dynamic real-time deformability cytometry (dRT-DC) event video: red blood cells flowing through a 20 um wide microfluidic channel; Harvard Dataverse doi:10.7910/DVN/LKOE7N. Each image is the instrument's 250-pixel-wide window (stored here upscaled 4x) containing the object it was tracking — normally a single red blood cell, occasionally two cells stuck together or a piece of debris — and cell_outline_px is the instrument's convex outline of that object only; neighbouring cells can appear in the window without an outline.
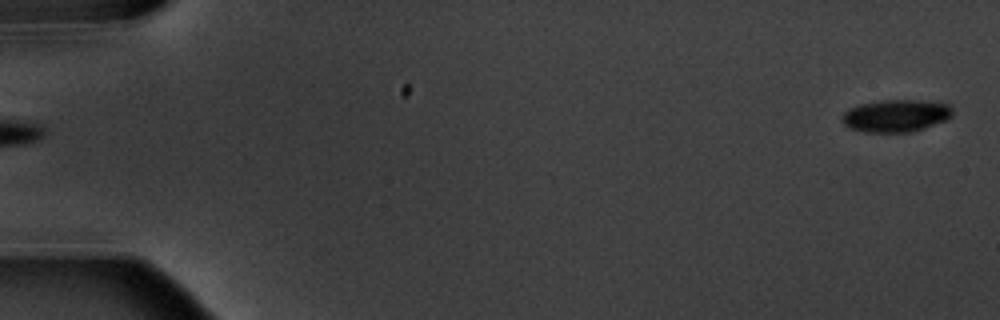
{"species": "common noctule bat (a hibernating species)", "species_latin": "Nyctalus noctula", "temperature_condition": "warm", "stored_images_in_passage": 6, "camera_frame_rate_fps": 3000, "um_per_image_px": 0.085, "animal": {"sex": "male", "body_mass_g": 20.1, "forearm_length_mm": 53.5}, "frame": {"image": 1, "passage_image": 1, "time_ms": 0.0, "image_size_px": [1000, 320], "cell_outline_px": [[952, 116], [944, 120], [924, 128], [912, 132], [864, 132], [848, 128], [840, 120], [844, 112], [848, 108], [860, 104], [884, 100], [920, 100], [952, 104]], "centroid_in_image_um": [76.13, 9.83], "position_along_channel_um": 8.9, "area_um2": 20.98}}
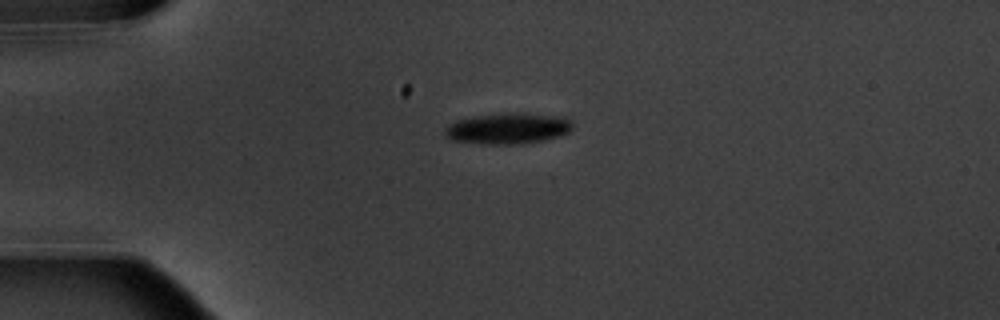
{"frame": {"image": 2, "passage_image": 4, "time_ms": 4.333, "image_size_px": [1000, 320], "cell_outline_px": [[572, 128], [568, 132], [560, 136], [544, 140], [524, 144], [480, 144], [452, 140], [444, 136], [444, 128], [448, 124], [456, 120], [476, 116], [548, 116], [572, 120]], "centroid_in_image_um": [43.08, 11.0], "position_along_channel_um": 41.9, "area_um2": 21.91}}